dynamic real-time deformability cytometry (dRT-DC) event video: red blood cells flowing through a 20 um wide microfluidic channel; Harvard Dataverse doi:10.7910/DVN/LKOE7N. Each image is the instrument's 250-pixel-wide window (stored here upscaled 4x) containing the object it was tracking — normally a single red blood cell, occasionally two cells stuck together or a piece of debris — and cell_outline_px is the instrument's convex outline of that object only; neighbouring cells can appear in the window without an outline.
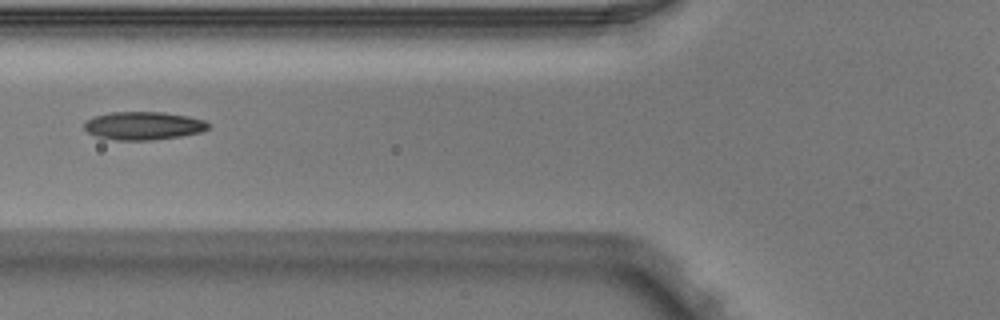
{"species": "Egyptian fruit bat (a non-hibernating species)", "species_latin": "Rousettus aegyptiacus", "temperature_condition": "warm", "stored_images_in_passage": 2, "camera_frame_rate_fps": 3000, "um_per_image_px": 0.085, "animal": {"sex": "male"}, "frame": {"image": 1, "passage_image": 2, "time_ms": 0.333, "image_size_px": [1000, 320], "cell_outline_px": [[212, 128], [204, 132], [180, 136], [152, 140], [116, 140], [96, 136], [88, 132], [84, 128], [84, 124], [92, 116], [112, 112], [164, 112], [188, 116], [204, 120]], "centroid_in_image_um": [12.23, 10.68], "position_along_channel_um": 113.6, "area_um2": 20.46}}